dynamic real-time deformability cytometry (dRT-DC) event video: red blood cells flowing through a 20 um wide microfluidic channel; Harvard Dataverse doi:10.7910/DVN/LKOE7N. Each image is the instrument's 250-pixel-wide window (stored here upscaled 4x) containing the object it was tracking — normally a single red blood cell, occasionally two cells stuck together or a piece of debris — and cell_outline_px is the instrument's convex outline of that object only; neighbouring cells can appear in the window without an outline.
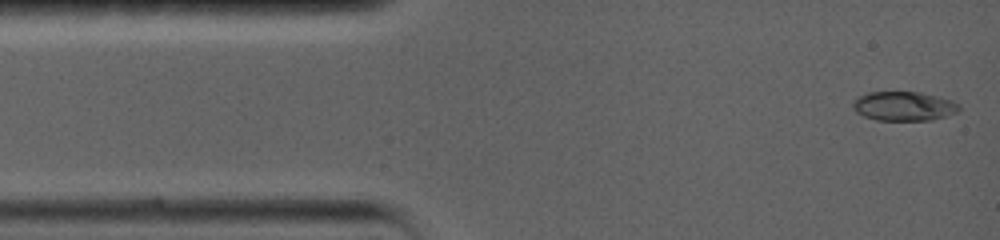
{"species": "common noctule bat (a hibernating species)", "species_latin": "Nyctalus noctula", "temperature_condition": "warm", "stored_images_in_passage": 79, "camera_frame_rate_fps": 5000, "um_per_image_px": 0.085, "animal": {"sex": "female", "body_mass_g": 19.0, "forearm_length_mm": 56.7}, "frame": {"image": 1, "passage_image": 1, "time_ms": 0.0, "image_size_px": [1000, 240], "cell_outline_px": [[960, 108], [956, 112], [932, 120], [876, 120], [864, 116], [856, 112], [852, 108], [852, 100], [868, 92], [920, 92], [936, 96], [960, 104]], "centroid_in_image_um": [76.77, 9.02], "position_along_channel_um": 8.2, "area_um2": 17.98}}
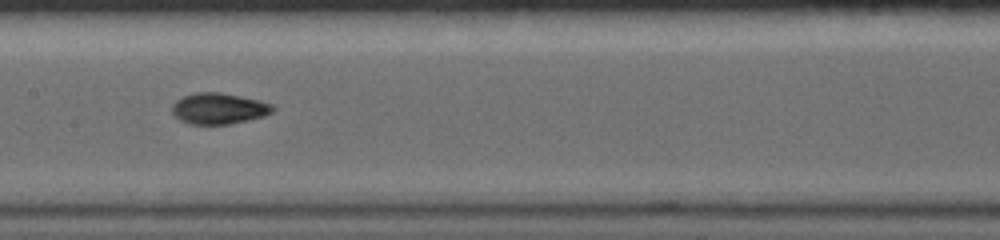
{"frame": {"image": 2, "passage_image": 33, "time_ms": 7.0, "image_size_px": [1000, 240], "cell_outline_px": [[276, 108], [272, 112], [264, 116], [228, 124], [188, 124], [180, 120], [172, 112], [172, 104], [176, 100], [184, 96], [196, 92], [220, 92], [240, 96], [272, 104]], "centroid_in_image_um": [18.58, 9.22], "position_along_channel_um": 188.8, "area_um2": 18.09}}
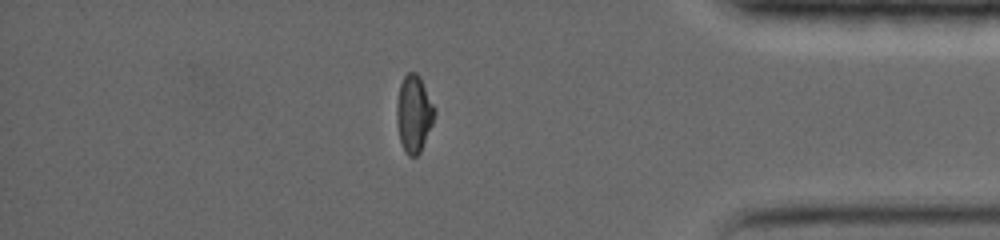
{"frame": {"image": 3, "passage_image": 66, "time_ms": 13.6, "image_size_px": [1000, 240], "cell_outline_px": [[436, 112], [432, 124], [420, 152], [416, 156], [408, 156], [404, 152], [400, 140], [396, 120], [396, 104], [400, 84], [404, 76], [408, 72], [416, 72], [420, 76], [436, 108]], "centroid_in_image_um": [35.18, 9.65], "position_along_channel_um": 400.0, "area_um2": 17.17}}